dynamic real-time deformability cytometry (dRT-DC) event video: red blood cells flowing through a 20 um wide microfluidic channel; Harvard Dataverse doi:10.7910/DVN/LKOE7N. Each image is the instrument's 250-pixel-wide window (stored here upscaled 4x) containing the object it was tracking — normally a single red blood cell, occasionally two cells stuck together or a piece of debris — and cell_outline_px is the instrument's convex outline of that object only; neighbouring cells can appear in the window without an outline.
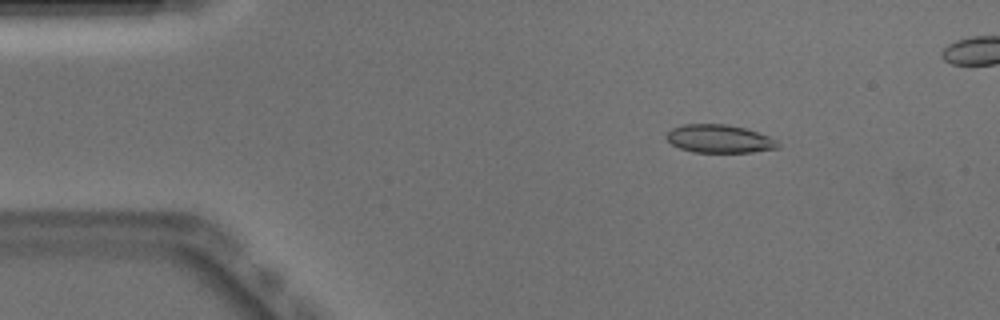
{"species": "Egyptian fruit bat (a non-hibernating species)", "species_latin": "Rousettus aegyptiacus", "temperature_condition": "warm", "stored_images_in_passage": 48, "camera_frame_rate_fps": 3000, "um_per_image_px": 0.085, "animal": {"sex": "male"}, "frame": {"image": 1, "passage_image": 8, "time_ms": 2.333, "image_size_px": [1000, 320], "cell_outline_px": [[780, 148], [752, 152], [692, 152], [680, 148], [672, 144], [664, 136], [672, 128], [684, 124], [728, 124], [744, 128], [768, 136], [776, 140], [780, 144]], "centroid_in_image_um": [61.14, 11.8], "position_along_channel_um": 23.9, "area_um2": 18.26}}
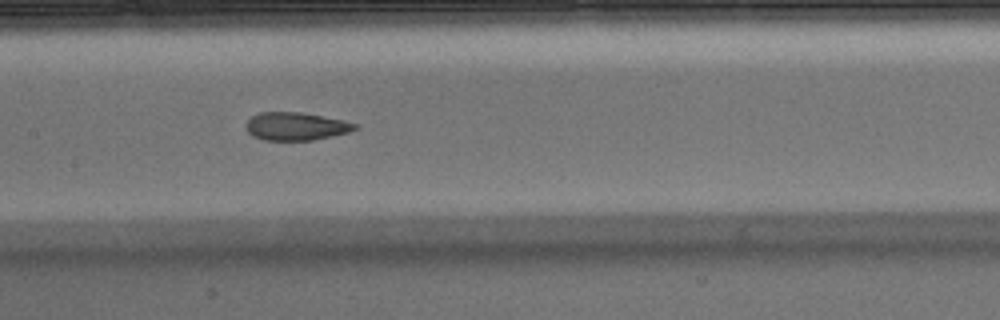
{"frame": {"image": 2, "passage_image": 25, "time_ms": 8.0, "image_size_px": [1000, 320], "cell_outline_px": [[360, 128], [348, 132], [332, 136], [312, 140], [264, 140], [252, 136], [248, 132], [248, 120], [252, 116], [260, 112], [300, 112], [344, 120], [360, 124]], "centroid_in_image_um": [25.21, 10.73], "position_along_channel_um": 182.2, "area_um2": 17.74}}
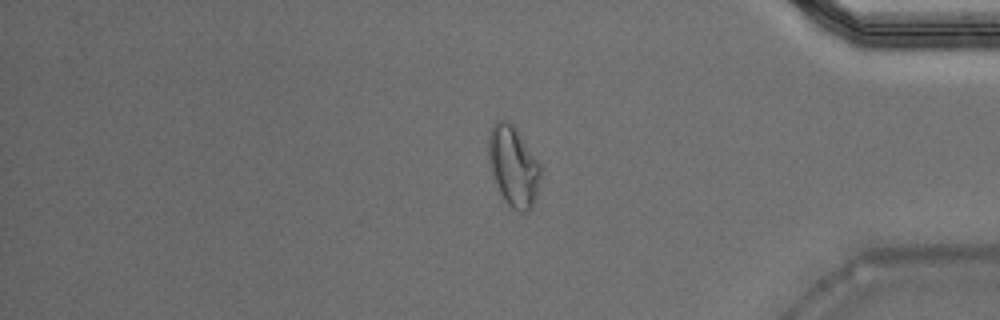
{"frame": {"image": 3, "passage_image": 43, "time_ms": 14.0, "image_size_px": [1000, 320], "cell_outline_px": [[540, 180], [536, 196], [532, 208], [524, 212], [520, 212], [512, 208], [504, 200], [500, 192], [492, 172], [488, 160], [488, 136], [492, 124], [496, 120], [508, 120], [516, 128], [540, 164]], "centroid_in_image_um": [43.62, 14.1], "position_along_channel_um": 391.6, "area_um2": 24.28}}